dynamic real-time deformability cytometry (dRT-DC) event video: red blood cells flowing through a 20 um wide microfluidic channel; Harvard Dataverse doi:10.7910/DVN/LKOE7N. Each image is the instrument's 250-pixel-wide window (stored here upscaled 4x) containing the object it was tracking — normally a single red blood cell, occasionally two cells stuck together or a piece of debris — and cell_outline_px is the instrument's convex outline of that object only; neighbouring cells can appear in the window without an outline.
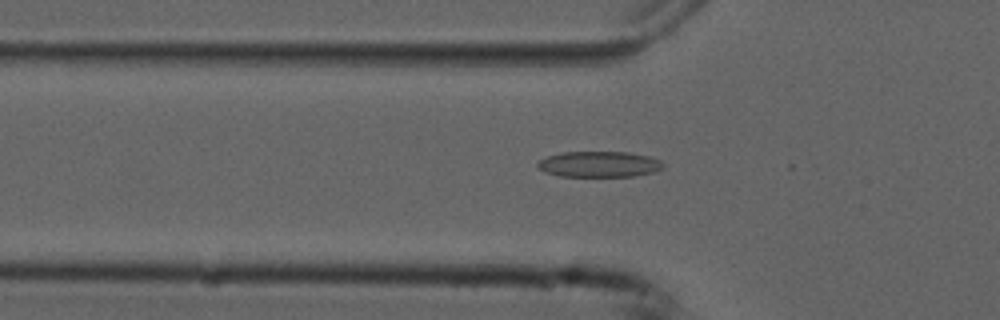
{"species": "common noctule bat (a hibernating species)", "species_latin": "Nyctalus noctula", "temperature_condition": "cold", "stored_images_in_passage": 53, "camera_frame_rate_fps": 3000, "um_per_image_px": 0.085, "animal": {"sex": "male", "forearm_length_mm": 52.5}, "frame": {"image": 1, "passage_image": 17, "time_ms": 5.333, "image_size_px": [1000, 320], "cell_outline_px": [[656, 168], [644, 172], [628, 176], [564, 176], [540, 168], [540, 164], [544, 160], [552, 156], [568, 152], [620, 152], [640, 156], [652, 160]], "centroid_in_image_um": [50.76, 13.96], "position_along_channel_um": 75.0, "area_um2": 16.65}}
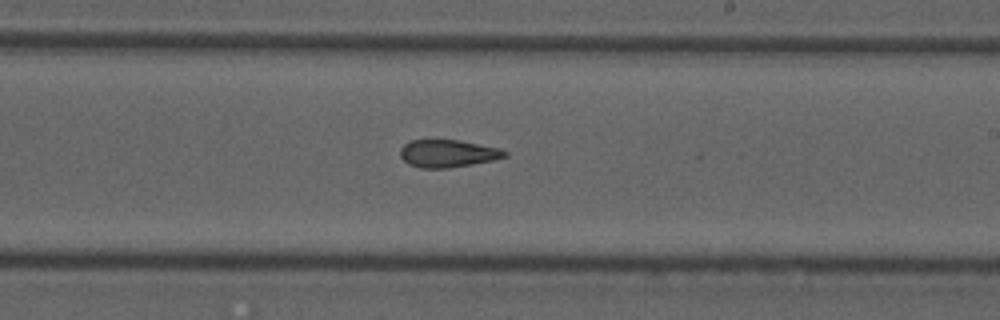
{"frame": {"image": 2, "passage_image": 31, "time_ms": 10.0, "image_size_px": [1000, 320], "cell_outline_px": [[504, 156], [488, 160], [468, 164], [440, 168], [428, 168], [412, 164], [404, 160], [400, 152], [412, 140], [456, 140], [492, 148], [504, 152]], "centroid_in_image_um": [37.97, 13.04], "position_along_channel_um": 251.0, "area_um2": 15.26}}
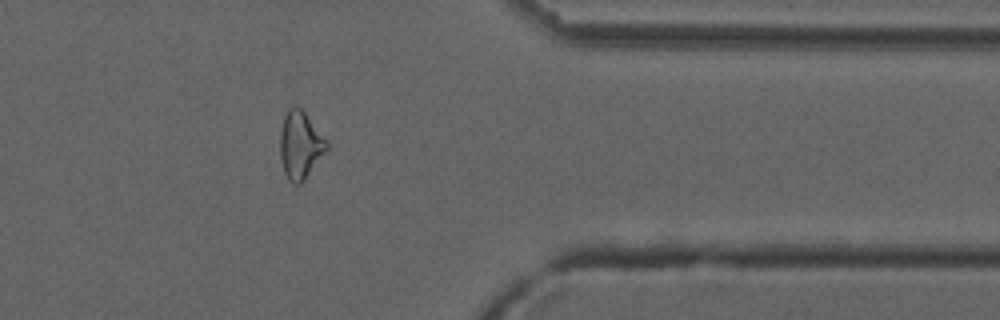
{"frame": {"image": 3, "passage_image": 43, "time_ms": 14.0, "image_size_px": [1000, 320], "cell_outline_px": [[328, 148], [304, 176], [300, 180], [288, 176], [284, 168], [280, 152], [280, 140], [284, 120], [288, 112], [300, 108], [304, 112], [328, 144]], "centroid_in_image_um": [25.53, 12.27], "position_along_channel_um": 385.9, "area_um2": 16.24}, "authors_computed_cell_mechanics": {"area_um2": 15.7794, "velocity_mm_per_s": 3.7535, "shape_relaxation_time_tau1_ms": null, "shape_relaxation_time_tau2_ms": 6.7113, "deformation_change_tau1": null, "deformation_change_tau2": 0.1757}}